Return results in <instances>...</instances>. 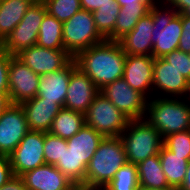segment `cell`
Segmentation results:
<instances>
[{
    "label": "cell",
    "instance_id": "obj_1",
    "mask_svg": "<svg viewBox=\"0 0 190 190\" xmlns=\"http://www.w3.org/2000/svg\"><path fill=\"white\" fill-rule=\"evenodd\" d=\"M73 59L99 90L123 78L126 54L116 41L104 40L78 52Z\"/></svg>",
    "mask_w": 190,
    "mask_h": 190
},
{
    "label": "cell",
    "instance_id": "obj_2",
    "mask_svg": "<svg viewBox=\"0 0 190 190\" xmlns=\"http://www.w3.org/2000/svg\"><path fill=\"white\" fill-rule=\"evenodd\" d=\"M127 162L121 137H104L87 165L82 185L104 188Z\"/></svg>",
    "mask_w": 190,
    "mask_h": 190
},
{
    "label": "cell",
    "instance_id": "obj_3",
    "mask_svg": "<svg viewBox=\"0 0 190 190\" xmlns=\"http://www.w3.org/2000/svg\"><path fill=\"white\" fill-rule=\"evenodd\" d=\"M144 119L164 139L170 134L190 129V106L183 98L152 97L147 100Z\"/></svg>",
    "mask_w": 190,
    "mask_h": 190
},
{
    "label": "cell",
    "instance_id": "obj_4",
    "mask_svg": "<svg viewBox=\"0 0 190 190\" xmlns=\"http://www.w3.org/2000/svg\"><path fill=\"white\" fill-rule=\"evenodd\" d=\"M149 13L153 17L152 57L162 58L178 49L182 33L181 13L169 7L163 0H157Z\"/></svg>",
    "mask_w": 190,
    "mask_h": 190
},
{
    "label": "cell",
    "instance_id": "obj_5",
    "mask_svg": "<svg viewBox=\"0 0 190 190\" xmlns=\"http://www.w3.org/2000/svg\"><path fill=\"white\" fill-rule=\"evenodd\" d=\"M120 137L127 161L135 165L148 157L159 154L164 140L145 119L130 120Z\"/></svg>",
    "mask_w": 190,
    "mask_h": 190
},
{
    "label": "cell",
    "instance_id": "obj_6",
    "mask_svg": "<svg viewBox=\"0 0 190 190\" xmlns=\"http://www.w3.org/2000/svg\"><path fill=\"white\" fill-rule=\"evenodd\" d=\"M62 33L64 50L72 57L105 40L96 29L92 12L83 9L63 23Z\"/></svg>",
    "mask_w": 190,
    "mask_h": 190
},
{
    "label": "cell",
    "instance_id": "obj_7",
    "mask_svg": "<svg viewBox=\"0 0 190 190\" xmlns=\"http://www.w3.org/2000/svg\"><path fill=\"white\" fill-rule=\"evenodd\" d=\"M130 120L100 92L85 113V123L103 137L120 136Z\"/></svg>",
    "mask_w": 190,
    "mask_h": 190
},
{
    "label": "cell",
    "instance_id": "obj_8",
    "mask_svg": "<svg viewBox=\"0 0 190 190\" xmlns=\"http://www.w3.org/2000/svg\"><path fill=\"white\" fill-rule=\"evenodd\" d=\"M46 13L44 3L36 0L18 25L3 41V49L16 56L22 50L36 45L40 25Z\"/></svg>",
    "mask_w": 190,
    "mask_h": 190
},
{
    "label": "cell",
    "instance_id": "obj_9",
    "mask_svg": "<svg viewBox=\"0 0 190 190\" xmlns=\"http://www.w3.org/2000/svg\"><path fill=\"white\" fill-rule=\"evenodd\" d=\"M100 93L129 120H142L146 114L147 99L132 89L123 79H117L100 89Z\"/></svg>",
    "mask_w": 190,
    "mask_h": 190
},
{
    "label": "cell",
    "instance_id": "obj_10",
    "mask_svg": "<svg viewBox=\"0 0 190 190\" xmlns=\"http://www.w3.org/2000/svg\"><path fill=\"white\" fill-rule=\"evenodd\" d=\"M44 132L28 131L10 155L13 174L21 176L42 166L44 161Z\"/></svg>",
    "mask_w": 190,
    "mask_h": 190
},
{
    "label": "cell",
    "instance_id": "obj_11",
    "mask_svg": "<svg viewBox=\"0 0 190 190\" xmlns=\"http://www.w3.org/2000/svg\"><path fill=\"white\" fill-rule=\"evenodd\" d=\"M40 75L33 72L16 56L11 58L9 64L8 97L11 104H21L37 96Z\"/></svg>",
    "mask_w": 190,
    "mask_h": 190
},
{
    "label": "cell",
    "instance_id": "obj_12",
    "mask_svg": "<svg viewBox=\"0 0 190 190\" xmlns=\"http://www.w3.org/2000/svg\"><path fill=\"white\" fill-rule=\"evenodd\" d=\"M29 131L20 104H11L0 116V154L10 156Z\"/></svg>",
    "mask_w": 190,
    "mask_h": 190
},
{
    "label": "cell",
    "instance_id": "obj_13",
    "mask_svg": "<svg viewBox=\"0 0 190 190\" xmlns=\"http://www.w3.org/2000/svg\"><path fill=\"white\" fill-rule=\"evenodd\" d=\"M16 57L38 75L58 71L73 59L66 50L48 49L37 45L22 50Z\"/></svg>",
    "mask_w": 190,
    "mask_h": 190
},
{
    "label": "cell",
    "instance_id": "obj_14",
    "mask_svg": "<svg viewBox=\"0 0 190 190\" xmlns=\"http://www.w3.org/2000/svg\"><path fill=\"white\" fill-rule=\"evenodd\" d=\"M155 59L146 55H126L123 79L147 100L153 97V65Z\"/></svg>",
    "mask_w": 190,
    "mask_h": 190
},
{
    "label": "cell",
    "instance_id": "obj_15",
    "mask_svg": "<svg viewBox=\"0 0 190 190\" xmlns=\"http://www.w3.org/2000/svg\"><path fill=\"white\" fill-rule=\"evenodd\" d=\"M153 97L183 98L188 80L163 57L153 65Z\"/></svg>",
    "mask_w": 190,
    "mask_h": 190
},
{
    "label": "cell",
    "instance_id": "obj_16",
    "mask_svg": "<svg viewBox=\"0 0 190 190\" xmlns=\"http://www.w3.org/2000/svg\"><path fill=\"white\" fill-rule=\"evenodd\" d=\"M99 92L93 81L76 67L70 75L63 108L85 114Z\"/></svg>",
    "mask_w": 190,
    "mask_h": 190
},
{
    "label": "cell",
    "instance_id": "obj_17",
    "mask_svg": "<svg viewBox=\"0 0 190 190\" xmlns=\"http://www.w3.org/2000/svg\"><path fill=\"white\" fill-rule=\"evenodd\" d=\"M28 190H72L76 185L55 165L44 164L21 175Z\"/></svg>",
    "mask_w": 190,
    "mask_h": 190
},
{
    "label": "cell",
    "instance_id": "obj_18",
    "mask_svg": "<svg viewBox=\"0 0 190 190\" xmlns=\"http://www.w3.org/2000/svg\"><path fill=\"white\" fill-rule=\"evenodd\" d=\"M24 110L29 131L49 132L54 118L62 107L49 100H42L38 96L23 101L20 104Z\"/></svg>",
    "mask_w": 190,
    "mask_h": 190
},
{
    "label": "cell",
    "instance_id": "obj_19",
    "mask_svg": "<svg viewBox=\"0 0 190 190\" xmlns=\"http://www.w3.org/2000/svg\"><path fill=\"white\" fill-rule=\"evenodd\" d=\"M76 62L72 59L64 68L40 75L37 96L42 100H49L64 107L71 72L76 68Z\"/></svg>",
    "mask_w": 190,
    "mask_h": 190
},
{
    "label": "cell",
    "instance_id": "obj_20",
    "mask_svg": "<svg viewBox=\"0 0 190 190\" xmlns=\"http://www.w3.org/2000/svg\"><path fill=\"white\" fill-rule=\"evenodd\" d=\"M153 17L150 13L140 18L134 29L117 42L126 55L152 56Z\"/></svg>",
    "mask_w": 190,
    "mask_h": 190
},
{
    "label": "cell",
    "instance_id": "obj_21",
    "mask_svg": "<svg viewBox=\"0 0 190 190\" xmlns=\"http://www.w3.org/2000/svg\"><path fill=\"white\" fill-rule=\"evenodd\" d=\"M104 137L86 124L71 138L67 139V146L79 161L87 166L97 147Z\"/></svg>",
    "mask_w": 190,
    "mask_h": 190
},
{
    "label": "cell",
    "instance_id": "obj_22",
    "mask_svg": "<svg viewBox=\"0 0 190 190\" xmlns=\"http://www.w3.org/2000/svg\"><path fill=\"white\" fill-rule=\"evenodd\" d=\"M36 0L0 1V39L2 42L22 20L27 10Z\"/></svg>",
    "mask_w": 190,
    "mask_h": 190
},
{
    "label": "cell",
    "instance_id": "obj_23",
    "mask_svg": "<svg viewBox=\"0 0 190 190\" xmlns=\"http://www.w3.org/2000/svg\"><path fill=\"white\" fill-rule=\"evenodd\" d=\"M136 166L140 187L158 189L170 187L163 172L159 154L146 158Z\"/></svg>",
    "mask_w": 190,
    "mask_h": 190
},
{
    "label": "cell",
    "instance_id": "obj_24",
    "mask_svg": "<svg viewBox=\"0 0 190 190\" xmlns=\"http://www.w3.org/2000/svg\"><path fill=\"white\" fill-rule=\"evenodd\" d=\"M160 162L170 187L180 188L186 176L188 160L169 151L164 145L160 153Z\"/></svg>",
    "mask_w": 190,
    "mask_h": 190
},
{
    "label": "cell",
    "instance_id": "obj_25",
    "mask_svg": "<svg viewBox=\"0 0 190 190\" xmlns=\"http://www.w3.org/2000/svg\"><path fill=\"white\" fill-rule=\"evenodd\" d=\"M85 124V114L62 108L54 118L49 132L67 140L78 133Z\"/></svg>",
    "mask_w": 190,
    "mask_h": 190
},
{
    "label": "cell",
    "instance_id": "obj_26",
    "mask_svg": "<svg viewBox=\"0 0 190 190\" xmlns=\"http://www.w3.org/2000/svg\"><path fill=\"white\" fill-rule=\"evenodd\" d=\"M62 28V22L46 13L40 25L36 45L48 49L64 50Z\"/></svg>",
    "mask_w": 190,
    "mask_h": 190
},
{
    "label": "cell",
    "instance_id": "obj_27",
    "mask_svg": "<svg viewBox=\"0 0 190 190\" xmlns=\"http://www.w3.org/2000/svg\"><path fill=\"white\" fill-rule=\"evenodd\" d=\"M152 5L122 6L114 27V41L131 32L140 18L146 16Z\"/></svg>",
    "mask_w": 190,
    "mask_h": 190
},
{
    "label": "cell",
    "instance_id": "obj_28",
    "mask_svg": "<svg viewBox=\"0 0 190 190\" xmlns=\"http://www.w3.org/2000/svg\"><path fill=\"white\" fill-rule=\"evenodd\" d=\"M120 9L115 0L112 4L102 5L92 12L96 29L105 40L114 41V27Z\"/></svg>",
    "mask_w": 190,
    "mask_h": 190
},
{
    "label": "cell",
    "instance_id": "obj_29",
    "mask_svg": "<svg viewBox=\"0 0 190 190\" xmlns=\"http://www.w3.org/2000/svg\"><path fill=\"white\" fill-rule=\"evenodd\" d=\"M55 166L76 185L85 182L87 166L83 161H79L71 148L67 146L66 139H63V154Z\"/></svg>",
    "mask_w": 190,
    "mask_h": 190
},
{
    "label": "cell",
    "instance_id": "obj_30",
    "mask_svg": "<svg viewBox=\"0 0 190 190\" xmlns=\"http://www.w3.org/2000/svg\"><path fill=\"white\" fill-rule=\"evenodd\" d=\"M137 166L127 162L118 169L113 179L106 184L105 190H139Z\"/></svg>",
    "mask_w": 190,
    "mask_h": 190
},
{
    "label": "cell",
    "instance_id": "obj_31",
    "mask_svg": "<svg viewBox=\"0 0 190 190\" xmlns=\"http://www.w3.org/2000/svg\"><path fill=\"white\" fill-rule=\"evenodd\" d=\"M47 13L64 23L80 11L81 0H43Z\"/></svg>",
    "mask_w": 190,
    "mask_h": 190
},
{
    "label": "cell",
    "instance_id": "obj_32",
    "mask_svg": "<svg viewBox=\"0 0 190 190\" xmlns=\"http://www.w3.org/2000/svg\"><path fill=\"white\" fill-rule=\"evenodd\" d=\"M163 145L172 153L190 160V129L166 136Z\"/></svg>",
    "mask_w": 190,
    "mask_h": 190
},
{
    "label": "cell",
    "instance_id": "obj_33",
    "mask_svg": "<svg viewBox=\"0 0 190 190\" xmlns=\"http://www.w3.org/2000/svg\"><path fill=\"white\" fill-rule=\"evenodd\" d=\"M43 151L45 163L55 165L63 154V139L50 132L44 133Z\"/></svg>",
    "mask_w": 190,
    "mask_h": 190
},
{
    "label": "cell",
    "instance_id": "obj_34",
    "mask_svg": "<svg viewBox=\"0 0 190 190\" xmlns=\"http://www.w3.org/2000/svg\"><path fill=\"white\" fill-rule=\"evenodd\" d=\"M168 63L175 67L182 76L190 81V57L189 54L177 49L163 57Z\"/></svg>",
    "mask_w": 190,
    "mask_h": 190
},
{
    "label": "cell",
    "instance_id": "obj_35",
    "mask_svg": "<svg viewBox=\"0 0 190 190\" xmlns=\"http://www.w3.org/2000/svg\"><path fill=\"white\" fill-rule=\"evenodd\" d=\"M12 54L3 48L0 50V93H9L8 73Z\"/></svg>",
    "mask_w": 190,
    "mask_h": 190
},
{
    "label": "cell",
    "instance_id": "obj_36",
    "mask_svg": "<svg viewBox=\"0 0 190 190\" xmlns=\"http://www.w3.org/2000/svg\"><path fill=\"white\" fill-rule=\"evenodd\" d=\"M181 20L182 35L179 41L178 49L188 54L190 52V17L181 13Z\"/></svg>",
    "mask_w": 190,
    "mask_h": 190
},
{
    "label": "cell",
    "instance_id": "obj_37",
    "mask_svg": "<svg viewBox=\"0 0 190 190\" xmlns=\"http://www.w3.org/2000/svg\"><path fill=\"white\" fill-rule=\"evenodd\" d=\"M12 176H14V174L10 163V156L0 154V187Z\"/></svg>",
    "mask_w": 190,
    "mask_h": 190
},
{
    "label": "cell",
    "instance_id": "obj_38",
    "mask_svg": "<svg viewBox=\"0 0 190 190\" xmlns=\"http://www.w3.org/2000/svg\"><path fill=\"white\" fill-rule=\"evenodd\" d=\"M169 7L178 13H183L190 17V0H163Z\"/></svg>",
    "mask_w": 190,
    "mask_h": 190
},
{
    "label": "cell",
    "instance_id": "obj_39",
    "mask_svg": "<svg viewBox=\"0 0 190 190\" xmlns=\"http://www.w3.org/2000/svg\"><path fill=\"white\" fill-rule=\"evenodd\" d=\"M0 190H28V188L21 176L14 175L0 187Z\"/></svg>",
    "mask_w": 190,
    "mask_h": 190
},
{
    "label": "cell",
    "instance_id": "obj_40",
    "mask_svg": "<svg viewBox=\"0 0 190 190\" xmlns=\"http://www.w3.org/2000/svg\"><path fill=\"white\" fill-rule=\"evenodd\" d=\"M115 0H81V8L89 12H94L100 6H105L106 4H112Z\"/></svg>",
    "mask_w": 190,
    "mask_h": 190
},
{
    "label": "cell",
    "instance_id": "obj_41",
    "mask_svg": "<svg viewBox=\"0 0 190 190\" xmlns=\"http://www.w3.org/2000/svg\"><path fill=\"white\" fill-rule=\"evenodd\" d=\"M157 0H116L122 6L153 5Z\"/></svg>",
    "mask_w": 190,
    "mask_h": 190
},
{
    "label": "cell",
    "instance_id": "obj_42",
    "mask_svg": "<svg viewBox=\"0 0 190 190\" xmlns=\"http://www.w3.org/2000/svg\"><path fill=\"white\" fill-rule=\"evenodd\" d=\"M10 105L8 93H0V116Z\"/></svg>",
    "mask_w": 190,
    "mask_h": 190
},
{
    "label": "cell",
    "instance_id": "obj_43",
    "mask_svg": "<svg viewBox=\"0 0 190 190\" xmlns=\"http://www.w3.org/2000/svg\"><path fill=\"white\" fill-rule=\"evenodd\" d=\"M179 190H190V160L188 161L184 182Z\"/></svg>",
    "mask_w": 190,
    "mask_h": 190
},
{
    "label": "cell",
    "instance_id": "obj_44",
    "mask_svg": "<svg viewBox=\"0 0 190 190\" xmlns=\"http://www.w3.org/2000/svg\"><path fill=\"white\" fill-rule=\"evenodd\" d=\"M72 190H98V188L78 184L75 185Z\"/></svg>",
    "mask_w": 190,
    "mask_h": 190
},
{
    "label": "cell",
    "instance_id": "obj_45",
    "mask_svg": "<svg viewBox=\"0 0 190 190\" xmlns=\"http://www.w3.org/2000/svg\"><path fill=\"white\" fill-rule=\"evenodd\" d=\"M183 99L190 106V81H188L187 89Z\"/></svg>",
    "mask_w": 190,
    "mask_h": 190
},
{
    "label": "cell",
    "instance_id": "obj_46",
    "mask_svg": "<svg viewBox=\"0 0 190 190\" xmlns=\"http://www.w3.org/2000/svg\"><path fill=\"white\" fill-rule=\"evenodd\" d=\"M139 190H179V189L178 188H174V187H167V188H163V189L140 187Z\"/></svg>",
    "mask_w": 190,
    "mask_h": 190
},
{
    "label": "cell",
    "instance_id": "obj_47",
    "mask_svg": "<svg viewBox=\"0 0 190 190\" xmlns=\"http://www.w3.org/2000/svg\"><path fill=\"white\" fill-rule=\"evenodd\" d=\"M3 48V42L2 40L0 39V50Z\"/></svg>",
    "mask_w": 190,
    "mask_h": 190
}]
</instances>
